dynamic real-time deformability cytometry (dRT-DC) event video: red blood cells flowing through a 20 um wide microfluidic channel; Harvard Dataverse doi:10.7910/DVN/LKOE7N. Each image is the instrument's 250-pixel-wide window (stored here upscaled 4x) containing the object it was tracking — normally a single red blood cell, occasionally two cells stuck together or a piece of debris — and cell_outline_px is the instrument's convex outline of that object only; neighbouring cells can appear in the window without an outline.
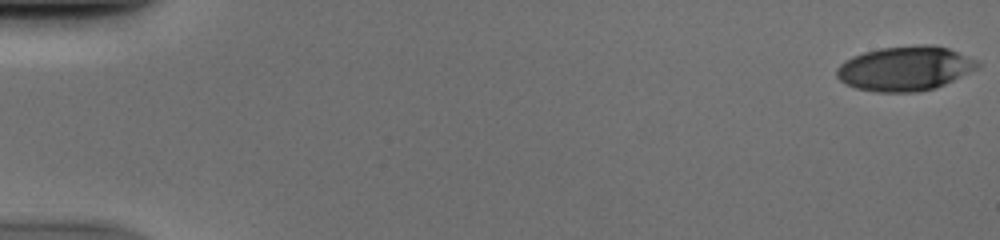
{"species": "human", "species_latin": "Homo sapiens", "temperature_condition": "cold", "stored_images_in_passage": 53, "camera_frame_rate_fps": 3000, "um_per_image_px": 0.085, "donor": {"sex": "male"}, "frame": {"image": 1, "passage_image": 1, "time_ms": 0.0, "image_size_px": [1000, 240], "cell_outline_px": [[980, 68], [936, 88], [920, 92], [876, 92], [856, 88], [844, 84], [836, 76], [836, 68], [844, 60], [852, 56], [864, 52], [880, 48], [920, 44], [932, 44], [948, 48], [976, 60], [980, 64]], "centroid_in_image_um": [76.92, 5.82], "position_along_channel_um": 8.1, "area_um2": 36.88}}
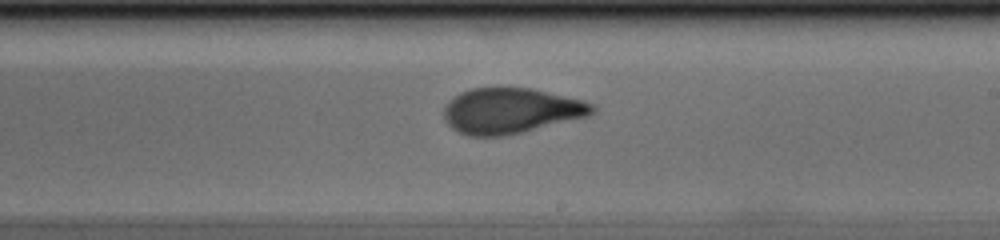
{"frame": {"image": 2, "passage_image": 32, "time_ms": 10.333, "image_size_px": [1000, 240], "cell_outline_px": [[596, 112], [588, 116], [504, 136], [468, 136], [452, 128], [444, 120], [444, 108], [448, 100], [460, 92], [472, 88], [532, 88], [584, 100], [592, 104], [596, 108]], "centroid_in_image_um": [43.41, 9.41], "position_along_channel_um": 245.6, "area_um2": 39.3}}
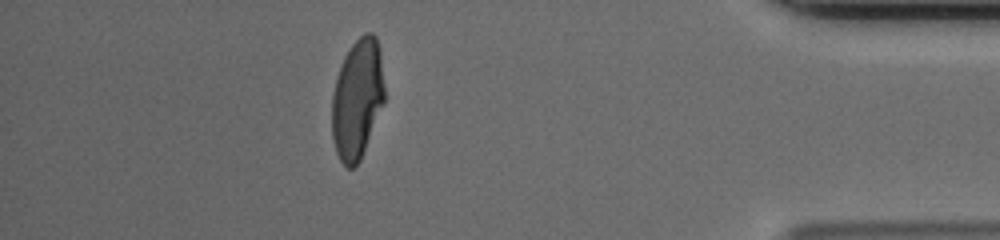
{"frame": {"image": 3, "passage_image": 47, "time_ms": 15.333, "image_size_px": [1000, 240], "cell_outline_px": [[384, 104], [360, 160], [352, 168], [348, 168], [340, 160], [336, 152], [332, 136], [332, 92], [336, 76], [344, 56], [348, 48], [364, 32], [372, 32], [376, 36], [380, 48], [384, 88]], "centroid_in_image_um": [30.37, 8.38], "position_along_channel_um": 404.8, "area_um2": 36.99}}